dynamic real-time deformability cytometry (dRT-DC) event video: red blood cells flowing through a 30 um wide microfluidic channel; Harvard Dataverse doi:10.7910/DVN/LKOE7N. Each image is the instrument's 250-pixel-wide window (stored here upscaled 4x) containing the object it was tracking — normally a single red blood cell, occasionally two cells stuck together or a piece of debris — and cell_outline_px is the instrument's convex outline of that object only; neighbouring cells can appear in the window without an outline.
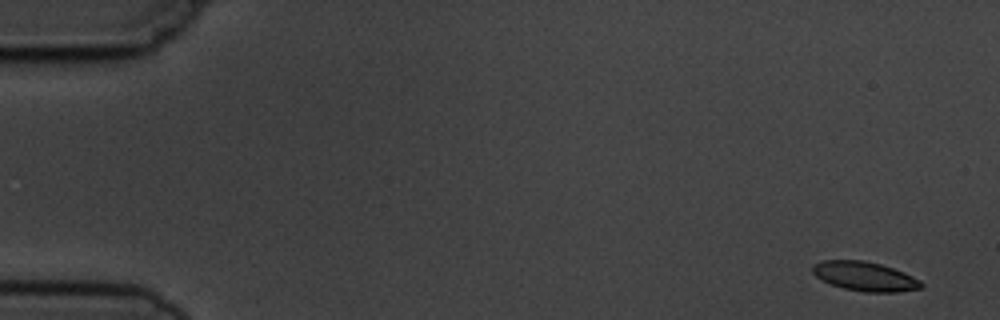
{"species": "common noctule bat (a hibernating species)", "species_latin": "Nyctalus noctula", "temperature_condition": "cold", "stored_images_in_passage": 6, "segment_of_instrument_passage": [1, 2], "camera_frame_rate_fps": 3000, "um_per_image_px": 0.085, "animal": {"sex": "male", "body_mass_g": 19.5, "forearm_length_mm": 54.6}, "frame": {"image": 1, "passage_image": 1, "time_ms": 0.0, "image_size_px": [1000, 320], "cell_outline_px": [[924, 284], [920, 288], [896, 292], [864, 292], [844, 288], [832, 284], [816, 276], [812, 272], [812, 264], [820, 260], [864, 260], [880, 264], [904, 272], [920, 280]], "centroid_in_image_um": [73.5, 23.48], "position_along_channel_um": 11.5, "area_um2": 18.44}}